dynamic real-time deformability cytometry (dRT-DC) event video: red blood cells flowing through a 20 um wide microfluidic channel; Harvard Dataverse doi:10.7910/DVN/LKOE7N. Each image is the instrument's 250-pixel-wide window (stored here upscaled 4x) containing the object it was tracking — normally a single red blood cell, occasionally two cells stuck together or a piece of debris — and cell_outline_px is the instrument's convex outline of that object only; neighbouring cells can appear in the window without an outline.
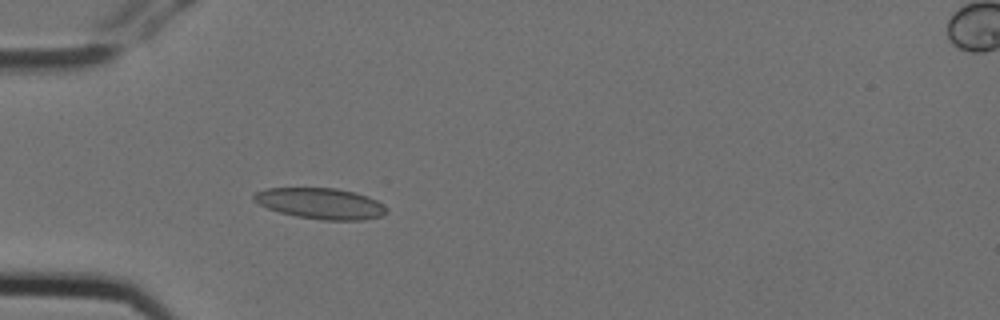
{"species": "Egyptian fruit bat (a non-hibernating species)", "species_latin": "Rousettus aegyptiacus", "temperature_condition": "cold", "stored_images_in_passage": 2, "segment_of_instrument_passage": [1, 2], "camera_frame_rate_fps": 3000, "um_per_image_px": 0.085, "animal": {"sex": "female"}, "frame": {"image": 1, "passage_image": 1, "time_ms": 0.0, "image_size_px": [1000, 320], "cell_outline_px": [[388, 212], [380, 216], [364, 220], [324, 220], [296, 216], [280, 212], [268, 208], [252, 200], [252, 196], [256, 192], [264, 188], [336, 188], [356, 192], [368, 196], [384, 204], [388, 208]], "centroid_in_image_um": [27.27, 17.29], "position_along_channel_um": 57.7, "area_um2": 24.04}}